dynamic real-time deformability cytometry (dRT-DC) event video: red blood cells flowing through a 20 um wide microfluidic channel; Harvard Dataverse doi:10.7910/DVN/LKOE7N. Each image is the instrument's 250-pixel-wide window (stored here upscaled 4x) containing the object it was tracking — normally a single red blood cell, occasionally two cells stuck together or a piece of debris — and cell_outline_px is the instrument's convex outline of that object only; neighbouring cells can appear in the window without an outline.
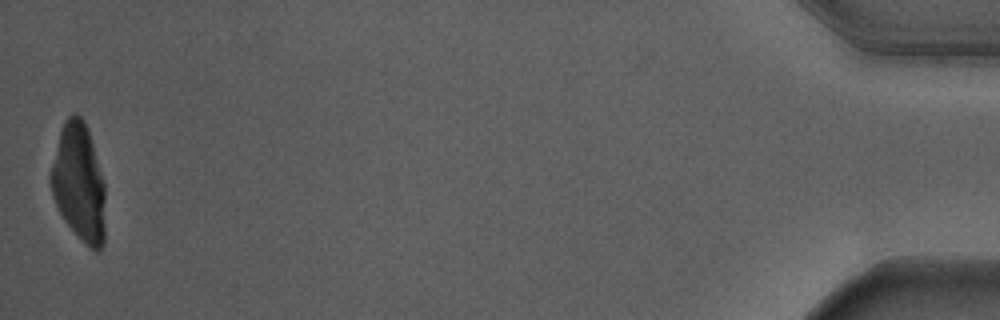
{"species": "Egyptian fruit bat (a non-hibernating species)", "species_latin": "Rousettus aegyptiacus", "temperature_condition": "warm", "stored_images_in_passage": 41, "camera_frame_rate_fps": 3000, "um_per_image_px": 0.085, "animal": {"sex": "male"}, "frame": {"image": 1, "passage_image": 41, "time_ms": 13.333, "image_size_px": [1000, 320], "cell_outline_px": [[104, 244], [100, 252], [96, 252], [64, 220], [52, 196], [52, 164], [60, 128], [68, 116], [76, 112], [84, 120], [92, 144], [104, 184]], "centroid_in_image_um": [6.71, 15.5], "position_along_channel_um": 428.5, "area_um2": 36.41}}